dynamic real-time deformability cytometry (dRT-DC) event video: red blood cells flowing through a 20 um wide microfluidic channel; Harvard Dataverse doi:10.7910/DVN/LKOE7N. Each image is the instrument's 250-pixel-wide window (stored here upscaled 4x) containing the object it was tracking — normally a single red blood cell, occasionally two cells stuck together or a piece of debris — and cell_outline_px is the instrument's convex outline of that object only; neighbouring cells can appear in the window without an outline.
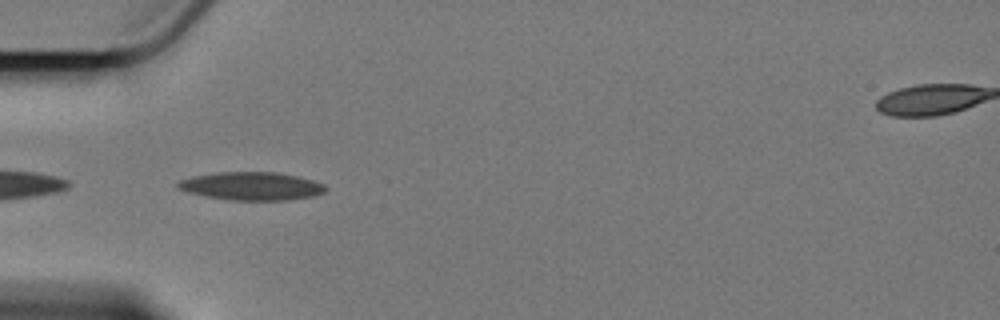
{"species": "Egyptian fruit bat (a non-hibernating species)", "species_latin": "Rousettus aegyptiacus", "temperature_condition": "cold", "stored_images_in_passage": 20, "camera_frame_rate_fps": 3000, "um_per_image_px": 0.085, "animal": {"sex": "female"}, "frame": {"image": 1, "passage_image": 1, "time_ms": 0.0, "image_size_px": [1000, 320], "cell_outline_px": [[328, 188], [324, 192], [312, 196], [284, 200], [232, 200], [208, 196], [188, 192], [180, 188], [176, 184], [180, 180], [192, 176], [220, 172], [276, 172], [296, 176], [312, 180], [324, 184]], "centroid_in_image_um": [21.4, 15.81], "position_along_channel_um": 63.6, "area_um2": 23.87}}
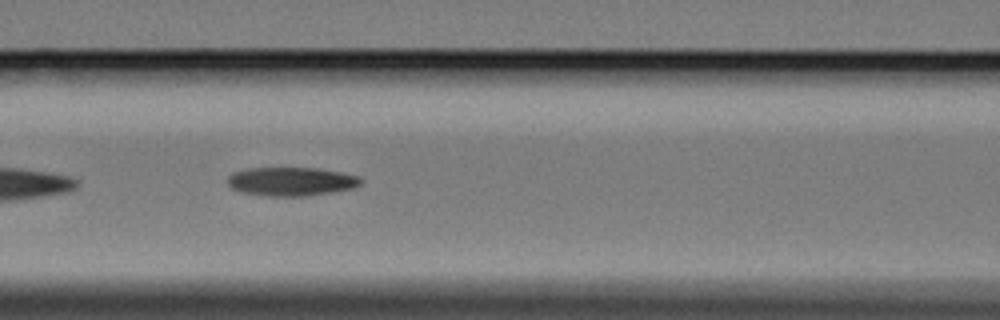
{"frame": {"image": 2, "passage_image": 8, "time_ms": 2.333, "image_size_px": [1000, 320], "cell_outline_px": [[364, 184], [352, 188], [332, 192], [308, 196], [268, 196], [240, 192], [232, 188], [228, 184], [228, 176], [232, 172], [248, 168], [316, 168], [340, 172], [360, 176], [364, 180]], "centroid_in_image_um": [24.78, 15.43], "position_along_channel_um": 141.8, "area_um2": 22.48}}
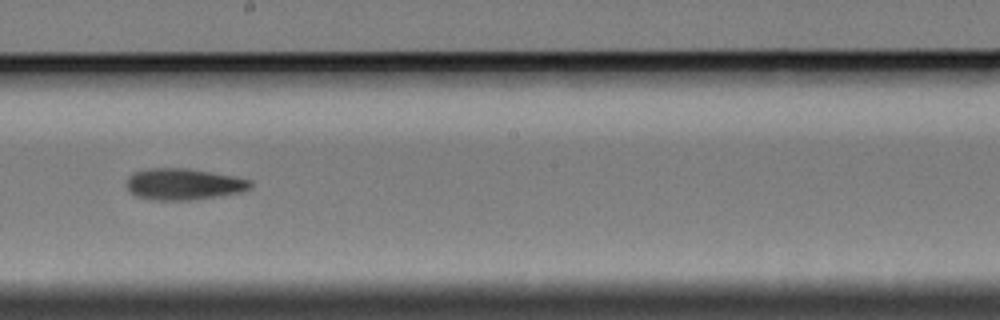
{"frame": {"image": 3, "passage_image": 16, "time_ms": 5.0, "image_size_px": [1000, 320], "cell_outline_px": [[252, 188], [244, 192], [220, 196], [192, 200], [152, 200], [136, 196], [128, 188], [128, 176], [132, 172], [144, 168], [188, 168], [232, 176], [252, 180]], "centroid_in_image_um": [15.63, 15.65], "position_along_channel_um": 232.6, "area_um2": 22.89}}